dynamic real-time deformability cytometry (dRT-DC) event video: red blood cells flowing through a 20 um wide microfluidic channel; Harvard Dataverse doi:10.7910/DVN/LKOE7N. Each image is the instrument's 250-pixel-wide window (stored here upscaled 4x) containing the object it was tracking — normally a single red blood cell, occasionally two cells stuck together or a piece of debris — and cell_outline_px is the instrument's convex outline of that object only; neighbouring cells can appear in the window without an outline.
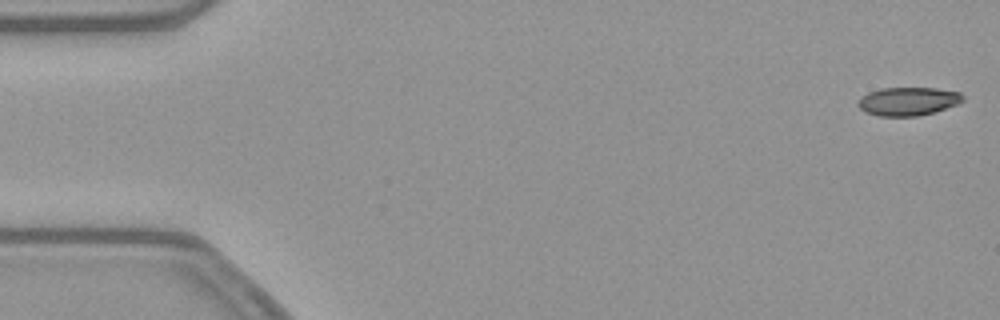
{"species": "common noctule bat (a hibernating species)", "species_latin": "Nyctalus noctula", "temperature_condition": "warm", "stored_images_in_passage": 53, "camera_frame_rate_fps": 3000, "um_per_image_px": 0.085, "animal": {"sex": "female", "body_mass_g": 21.9}, "frame": {"image": 1, "passage_image": 1, "time_ms": 0.0, "image_size_px": [1000, 320], "cell_outline_px": [[964, 100], [960, 104], [936, 112], [916, 116], [880, 116], [864, 112], [856, 104], [860, 96], [868, 92], [880, 88], [936, 88], [960, 92], [964, 96]], "centroid_in_image_um": [77.2, 8.61], "position_along_channel_um": 7.8, "area_um2": 17.69}}
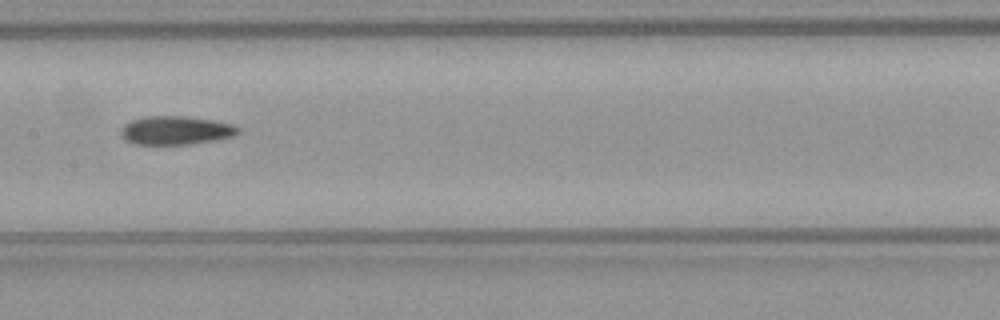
{"frame": {"image": 2, "passage_image": 26, "time_ms": 8.333, "image_size_px": [1000, 320], "cell_outline_px": [[240, 132], [236, 136], [216, 140], [188, 144], [136, 144], [124, 140], [120, 136], [120, 128], [124, 124], [132, 120], [144, 116], [184, 116], [212, 120], [232, 124], [240, 128]], "centroid_in_image_um": [14.93, 11.08], "position_along_channel_um": 192.5, "area_um2": 19.71}}
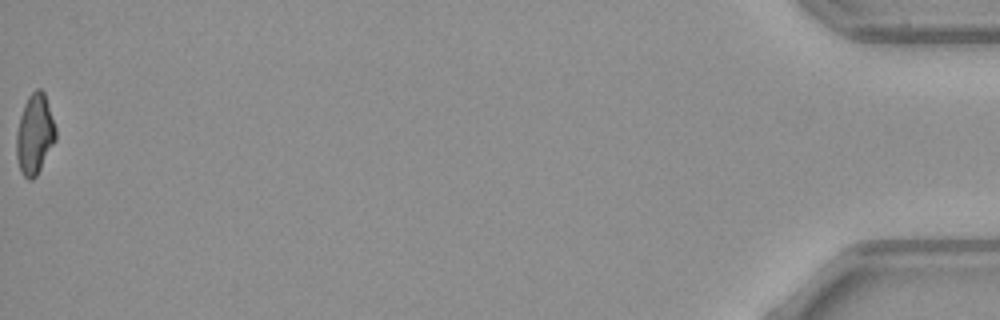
{"frame": {"image": 3, "passage_image": 53, "time_ms": 17.333, "image_size_px": [1000, 320], "cell_outline_px": [[56, 140], [36, 176], [32, 180], [28, 180], [24, 176], [20, 168], [16, 156], [16, 132], [20, 116], [24, 104], [28, 96], [36, 88], [40, 88], [44, 92], [56, 128]], "centroid_in_image_um": [2.95, 11.4], "position_along_channel_um": 432.3, "area_um2": 18.32}, "authors_computed_cell_mechanics": {"area_um2": 18.9006, "velocity_mm_per_s": 3.8868, "shape_relaxation_time_tau1_ms": null, "shape_relaxation_time_tau2_ms": 8.6984, "deformation_change_tau1": null, "deformation_change_tau2": 0.2078}}